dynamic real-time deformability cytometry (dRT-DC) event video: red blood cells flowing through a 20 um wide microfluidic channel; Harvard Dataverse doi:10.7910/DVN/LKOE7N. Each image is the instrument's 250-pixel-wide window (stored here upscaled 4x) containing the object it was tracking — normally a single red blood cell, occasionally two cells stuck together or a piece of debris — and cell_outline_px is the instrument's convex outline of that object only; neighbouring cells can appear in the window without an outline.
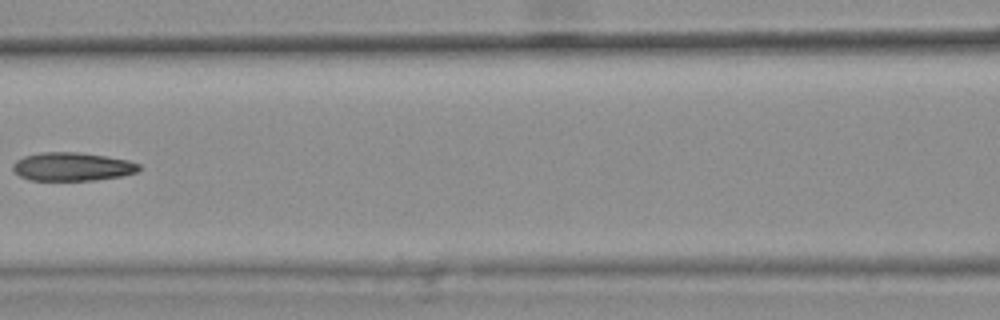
{"species": "common noctule bat (a hibernating species)", "species_latin": "Nyctalus noctula", "temperature_condition": "warm", "stored_images_in_passage": 8, "camera_frame_rate_fps": 3000, "um_per_image_px": 0.085, "animal": {"sex": "female", "body_mass_g": 25.1}, "frame": {"image": 1, "passage_image": 7, "time_ms": 2.0, "image_size_px": [1000, 320], "cell_outline_px": [[140, 168], [136, 172], [120, 176], [96, 180], [28, 180], [20, 176], [12, 168], [12, 164], [16, 160], [24, 156], [40, 152], [80, 152], [128, 160], [140, 164]], "centroid_in_image_um": [6.11, 14.16], "position_along_channel_um": 160.5, "area_um2": 20.87}}